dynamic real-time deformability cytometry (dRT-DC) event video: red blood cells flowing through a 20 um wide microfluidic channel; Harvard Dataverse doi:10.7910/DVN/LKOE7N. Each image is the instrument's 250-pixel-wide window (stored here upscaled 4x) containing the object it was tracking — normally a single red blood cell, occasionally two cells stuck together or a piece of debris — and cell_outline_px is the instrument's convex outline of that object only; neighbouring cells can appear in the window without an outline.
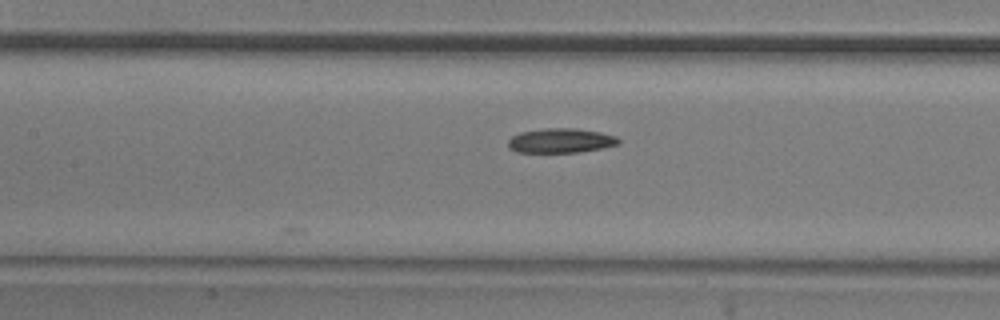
{"species": "common noctule bat (a hibernating species)", "species_latin": "Nyctalus noctula", "temperature_condition": "room temperature", "stored_images_in_passage": 17, "camera_frame_rate_fps": 3000, "um_per_image_px": 0.085, "animal": {"sex": "male", "body_mass_g": 20.5, "forearm_length_mm": 52.5}, "frame": {"image": 1, "passage_image": 12, "time_ms": 3.667, "image_size_px": [1000, 320], "cell_outline_px": [[620, 144], [600, 148], [576, 152], [516, 152], [508, 148], [508, 140], [512, 136], [520, 132], [544, 128], [576, 128], [600, 132], [616, 136], [620, 140]], "centroid_in_image_um": [47.64, 11.94], "position_along_channel_um": 159.8, "area_um2": 15.78}}
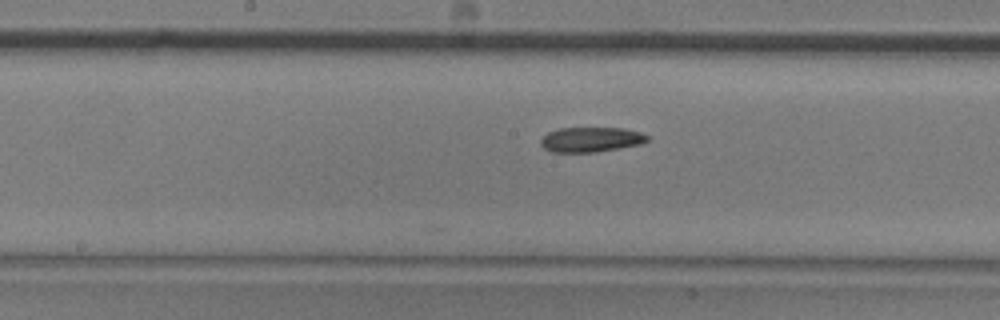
{"frame": {"image": 2, "passage_image": 15, "time_ms": 4.667, "image_size_px": [1000, 320], "cell_outline_px": [[648, 140], [640, 144], [620, 148], [596, 152], [552, 152], [544, 148], [540, 144], [540, 140], [548, 132], [560, 128], [624, 128], [640, 132], [648, 136]], "centroid_in_image_um": [50.22, 11.86], "position_along_channel_um": 198.0, "area_um2": 15.43}}